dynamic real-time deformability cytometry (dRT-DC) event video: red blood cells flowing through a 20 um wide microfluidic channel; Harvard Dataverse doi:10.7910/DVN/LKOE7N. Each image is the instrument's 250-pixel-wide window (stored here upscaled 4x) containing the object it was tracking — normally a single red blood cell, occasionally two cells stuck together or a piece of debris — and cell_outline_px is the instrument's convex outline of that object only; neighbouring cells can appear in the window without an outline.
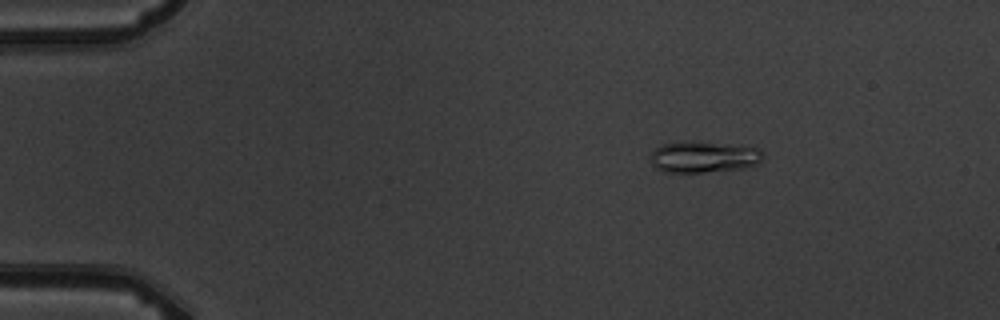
{"species": "common noctule bat (a hibernating species)", "species_latin": "Nyctalus noctula", "temperature_condition": "warm", "stored_images_in_passage": 5, "camera_frame_rate_fps": 3000, "um_per_image_px": 0.085, "animal": {"sex": "male", "body_mass_g": 19.5, "forearm_length_mm": 54.6}, "frame": {"image": 1, "passage_image": 2, "time_ms": 1.333, "image_size_px": [1000, 320], "cell_outline_px": [[764, 156], [756, 164], [744, 168], [704, 172], [664, 172], [656, 168], [652, 164], [652, 152], [656, 148], [664, 144], [712, 144], [760, 148]], "centroid_in_image_um": [59.83, 13.4], "position_along_channel_um": 25.2, "area_um2": 19.36}}